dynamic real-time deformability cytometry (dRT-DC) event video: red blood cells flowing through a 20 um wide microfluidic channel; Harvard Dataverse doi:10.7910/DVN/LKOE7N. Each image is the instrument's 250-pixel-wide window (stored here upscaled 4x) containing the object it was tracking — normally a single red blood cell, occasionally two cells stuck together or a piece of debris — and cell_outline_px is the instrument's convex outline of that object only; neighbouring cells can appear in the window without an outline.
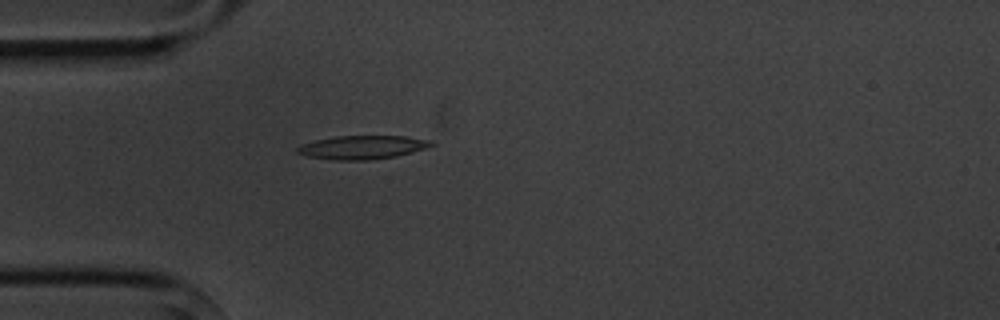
{"species": "common noctule bat (a hibernating species)", "species_latin": "Nyctalus noctula", "temperature_condition": "cold", "stored_images_in_passage": 4, "camera_frame_rate_fps": 3000, "um_per_image_px": 0.085, "animal": {"sex": "male", "body_mass_g": 20.1, "forearm_length_mm": 53.5}, "frame": {"image": 1, "passage_image": 4, "time_ms": 4.333, "image_size_px": [1000, 320], "cell_outline_px": [[436, 144], [412, 152], [396, 156], [368, 160], [336, 160], [304, 156], [296, 152], [296, 148], [300, 144], [316, 140], [336, 136], [404, 136], [432, 140]], "centroid_in_image_um": [30.77, 12.52], "position_along_channel_um": 54.2, "area_um2": 18.44}}